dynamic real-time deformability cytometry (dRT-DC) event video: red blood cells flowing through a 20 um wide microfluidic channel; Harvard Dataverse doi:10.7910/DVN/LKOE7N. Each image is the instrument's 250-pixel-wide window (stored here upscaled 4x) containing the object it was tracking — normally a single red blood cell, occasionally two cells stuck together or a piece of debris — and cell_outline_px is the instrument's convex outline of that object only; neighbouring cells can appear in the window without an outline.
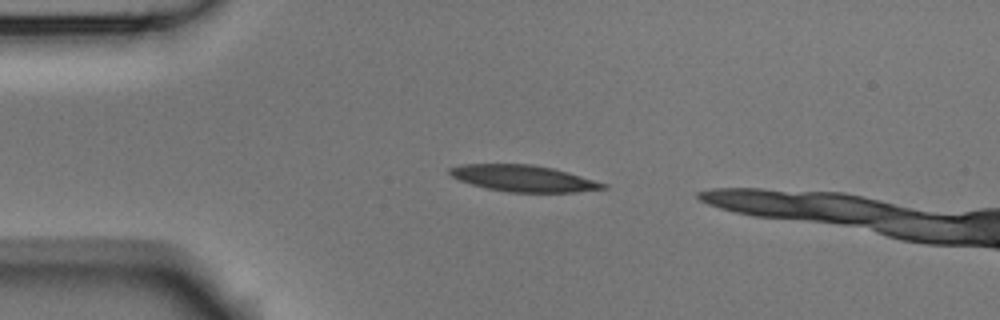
{"species": "Egyptian fruit bat (a non-hibernating species)", "species_latin": "Rousettus aegyptiacus", "temperature_condition": "room temperature", "stored_images_in_passage": 2, "camera_frame_rate_fps": 3000, "um_per_image_px": 0.085, "animal": {"sex": "male"}, "frame": {"image": 1, "passage_image": 1, "time_ms": 0.0, "image_size_px": [1000, 320], "cell_outline_px": [[608, 188], [576, 192], [508, 192], [488, 188], [472, 184], [460, 180], [452, 176], [448, 172], [448, 168], [464, 164], [532, 164], [552, 168], [568, 172], [608, 184]], "centroid_in_image_um": [44.52, 15.16], "position_along_channel_um": 40.5, "area_um2": 23.47}}